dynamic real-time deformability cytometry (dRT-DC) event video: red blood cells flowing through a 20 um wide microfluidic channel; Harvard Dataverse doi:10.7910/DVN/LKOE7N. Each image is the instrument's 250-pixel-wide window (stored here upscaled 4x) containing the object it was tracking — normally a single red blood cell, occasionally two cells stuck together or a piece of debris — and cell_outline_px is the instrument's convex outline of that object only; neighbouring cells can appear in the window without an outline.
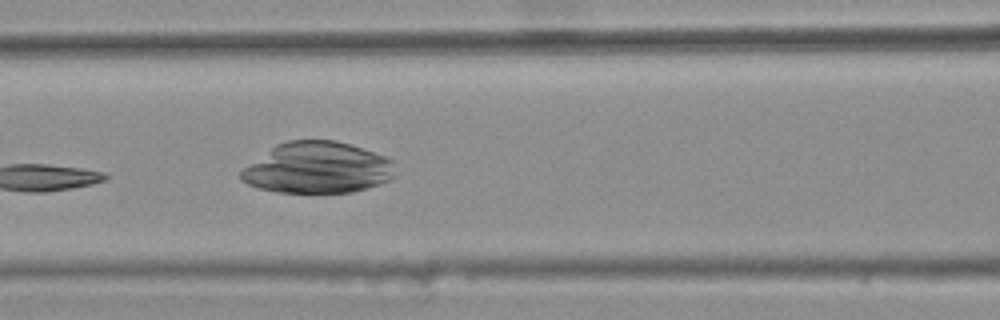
{"species": "common noctule bat (a hibernating species)", "species_latin": "Nyctalus noctula", "temperature_condition": "warm", "stored_images_in_passage": 6, "camera_frame_rate_fps": 3000, "um_per_image_px": 0.085, "animal": {"sex": "female", "body_mass_g": 25.1}, "frame": {"image": 1, "passage_image": 6, "time_ms": 1.667, "image_size_px": [1000, 320], "cell_outline_px": [[392, 180], [368, 188], [352, 192], [276, 192], [256, 188], [240, 180], [240, 172], [244, 168], [276, 144], [288, 140], [336, 140], [384, 156], [392, 160]], "centroid_in_image_um": [26.95, 14.27], "position_along_channel_um": 139.6, "area_um2": 45.72}}